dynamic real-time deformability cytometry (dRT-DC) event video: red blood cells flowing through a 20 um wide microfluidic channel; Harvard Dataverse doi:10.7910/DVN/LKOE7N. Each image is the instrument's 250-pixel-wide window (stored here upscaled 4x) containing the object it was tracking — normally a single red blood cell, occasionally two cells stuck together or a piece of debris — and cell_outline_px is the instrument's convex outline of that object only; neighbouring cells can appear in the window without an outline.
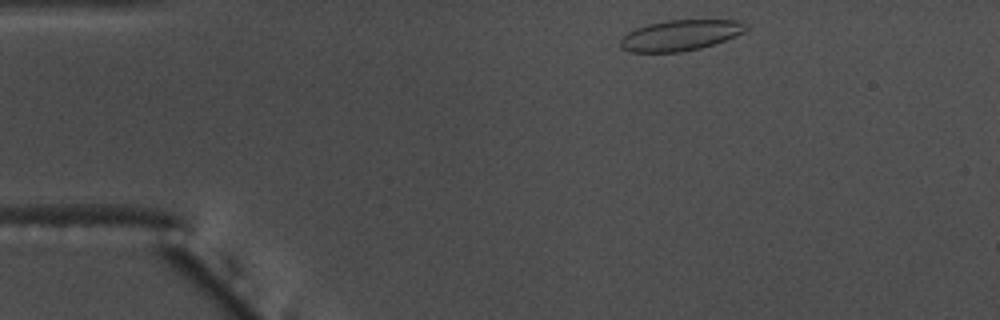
{"species": "common noctule bat (a hibernating species)", "species_latin": "Nyctalus noctula", "temperature_condition": "warm", "stored_images_in_passage": 41, "camera_frame_rate_fps": 3000, "um_per_image_px": 0.085, "animal": {"sex": "male", "body_mass_g": 17.5, "forearm_length_mm": 52.3}, "frame": {"image": 1, "passage_image": 2, "time_ms": 0.333, "image_size_px": [1000, 320], "cell_outline_px": [[748, 28], [744, 32], [736, 36], [700, 48], [680, 52], [632, 52], [620, 48], [620, 40], [628, 32], [636, 28], [648, 24], [668, 20], [736, 20], [748, 24]], "centroid_in_image_um": [57.83, 2.99], "position_along_channel_um": 27.2, "area_um2": 22.37}}
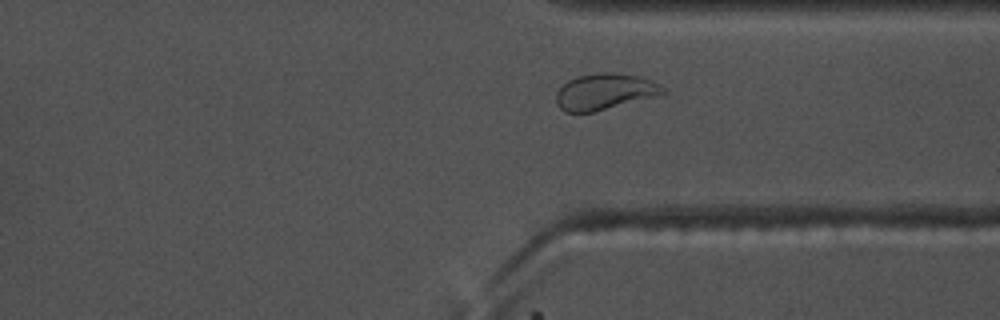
{"frame": {"image": 2, "passage_image": 34, "time_ms": 11.0, "image_size_px": [1000, 320], "cell_outline_px": [[664, 96], [592, 112], [564, 112], [556, 104], [556, 92], [568, 80], [576, 76], [600, 72], [612, 72], [640, 76], [664, 88]], "centroid_in_image_um": [51.41, 7.8], "position_along_channel_um": 360.0, "area_um2": 22.77}}
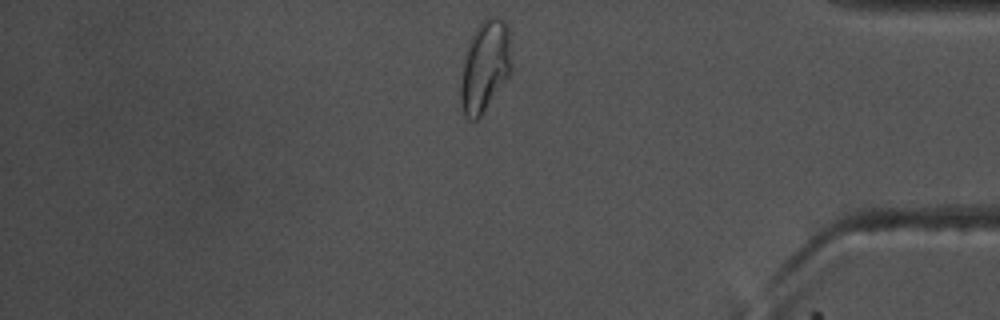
{"frame": {"image": 3, "passage_image": 39, "time_ms": 12.667, "image_size_px": [1000, 320], "cell_outline_px": [[512, 72], [480, 116], [476, 120], [468, 120], [464, 116], [460, 104], [460, 84], [468, 44], [476, 28], [488, 16], [496, 16], [504, 20], [508, 28], [512, 64]], "centroid_in_image_um": [41.24, 5.65], "position_along_channel_um": 394.0, "area_um2": 26.99}, "authors_computed_cell_mechanics": {"area_um2": 21.9062, "velocity_mm_per_s": 3.7124, "shape_relaxation_time_tau1_ms": 11.1096, "shape_relaxation_time_tau2_ms": 1.0727, "deformation_change_tau1": 0.2392, "deformation_change_tau2": 0.0621}}